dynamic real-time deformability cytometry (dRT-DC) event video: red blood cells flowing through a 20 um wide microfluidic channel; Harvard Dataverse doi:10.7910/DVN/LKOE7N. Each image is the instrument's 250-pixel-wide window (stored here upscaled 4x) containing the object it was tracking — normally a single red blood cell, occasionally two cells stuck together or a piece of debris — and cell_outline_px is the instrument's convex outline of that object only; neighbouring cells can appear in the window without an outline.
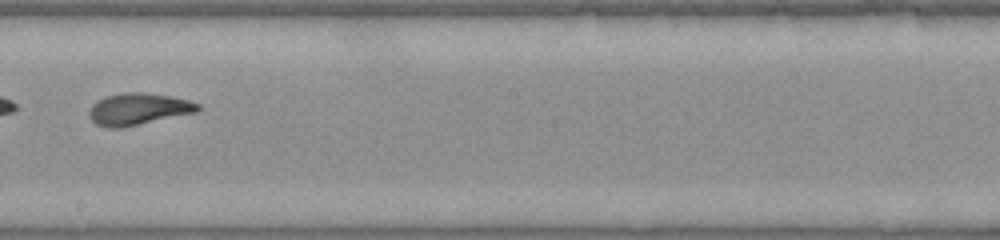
{"species": "common noctule bat (a hibernating species)", "species_latin": "Nyctalus noctula", "temperature_condition": "warm", "stored_images_in_passage": 39, "camera_frame_rate_fps": 3000, "um_per_image_px": 0.085, "animal": {"sex": "female", "body_mass_g": 22.0, "forearm_length_mm": 56.7}, "frame": {"image": 1, "passage_image": 23, "time_ms": 7.333, "image_size_px": [1000, 240], "cell_outline_px": [[200, 108], [196, 112], [120, 128], [108, 128], [96, 124], [88, 116], [88, 112], [92, 104], [108, 96], [128, 92], [144, 92], [168, 96], [188, 100], [200, 104]], "centroid_in_image_um": [11.74, 9.27], "position_along_channel_um": 236.5, "area_um2": 19.83}}